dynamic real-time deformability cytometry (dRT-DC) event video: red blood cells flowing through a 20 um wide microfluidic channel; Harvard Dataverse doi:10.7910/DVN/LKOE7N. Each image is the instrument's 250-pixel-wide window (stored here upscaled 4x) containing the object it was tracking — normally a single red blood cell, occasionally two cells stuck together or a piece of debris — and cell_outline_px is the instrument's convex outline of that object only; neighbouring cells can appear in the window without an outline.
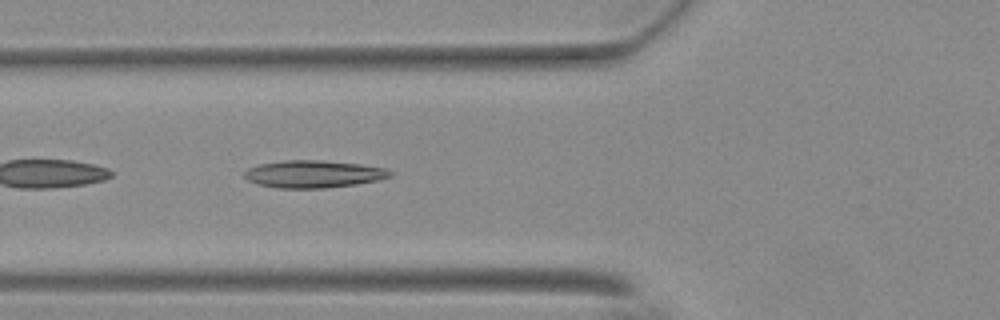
{"species": "Egyptian fruit bat (a non-hibernating species)", "species_latin": "Rousettus aegyptiacus", "temperature_condition": "warm", "stored_images_in_passage": 26, "camera_frame_rate_fps": 3000, "um_per_image_px": 0.085, "animal": {"sex": "female"}, "frame": {"image": 1, "passage_image": 12, "time_ms": 3.667, "image_size_px": [1000, 320], "cell_outline_px": [[392, 176], [376, 180], [356, 184], [324, 188], [276, 188], [256, 184], [248, 180], [244, 176], [244, 172], [248, 168], [260, 164], [284, 160], [320, 160], [360, 164], [388, 168], [392, 172]], "centroid_in_image_um": [26.64, 14.79], "position_along_channel_um": 99.2, "area_um2": 23.29}}
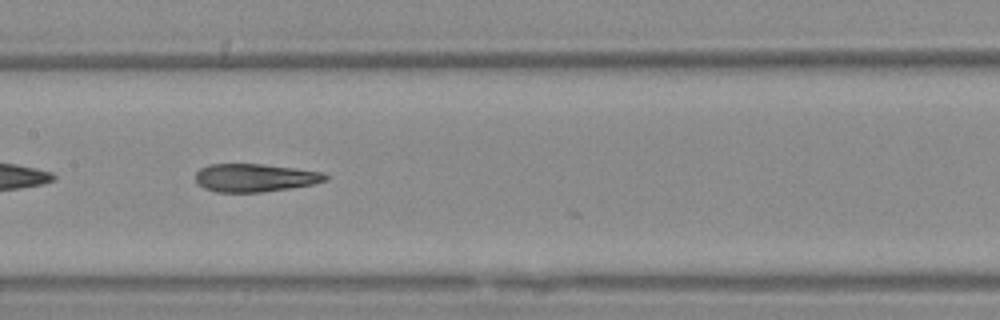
{"frame": {"image": 2, "passage_image": 19, "time_ms": 6.0, "image_size_px": [1000, 320], "cell_outline_px": [[328, 180], [312, 184], [288, 188], [260, 192], [216, 192], [204, 188], [196, 180], [196, 172], [200, 168], [208, 164], [260, 164], [324, 172], [328, 176]], "centroid_in_image_um": [21.65, 15.1], "position_along_channel_um": 185.7, "area_um2": 21.04}}
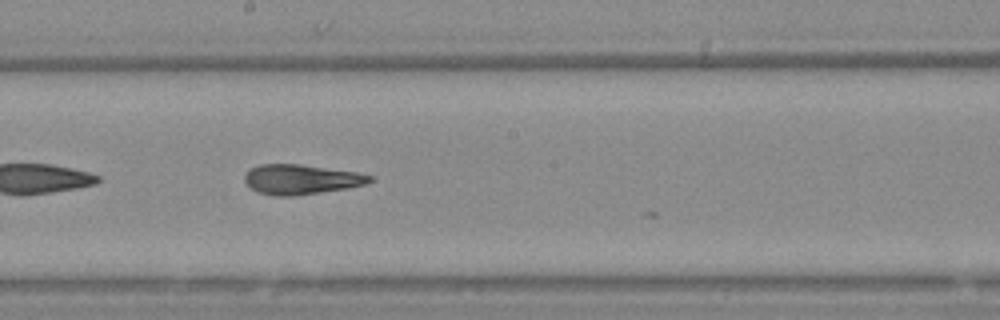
{"frame": {"image": 3, "passage_image": 22, "time_ms": 7.0, "image_size_px": [1000, 320], "cell_outline_px": [[372, 180], [364, 184], [348, 188], [292, 196], [272, 196], [256, 192], [244, 180], [244, 176], [248, 168], [260, 164], [300, 164], [356, 172], [372, 176]], "centroid_in_image_um": [25.53, 15.24], "position_along_channel_um": 222.7, "area_um2": 21.73}}